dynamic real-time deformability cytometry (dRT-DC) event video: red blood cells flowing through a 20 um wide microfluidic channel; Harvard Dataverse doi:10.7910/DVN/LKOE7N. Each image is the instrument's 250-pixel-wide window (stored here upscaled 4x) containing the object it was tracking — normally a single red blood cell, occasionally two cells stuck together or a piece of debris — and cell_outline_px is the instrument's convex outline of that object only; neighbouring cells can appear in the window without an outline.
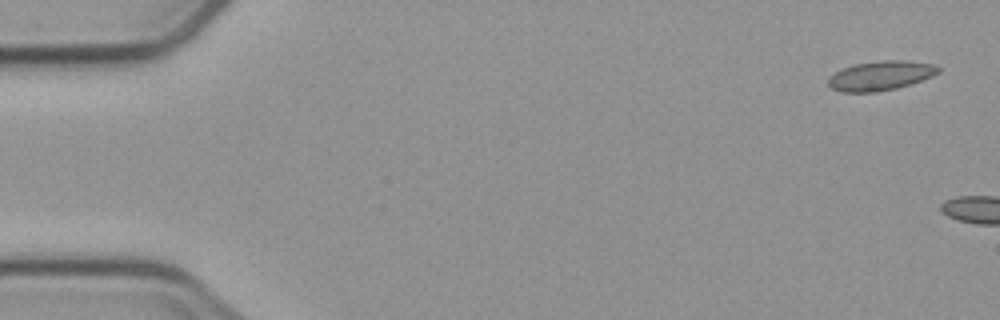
{"species": "common noctule bat (a hibernating species)", "species_latin": "Nyctalus noctula", "temperature_condition": "cold", "stored_images_in_passage": 2, "camera_frame_rate_fps": 3000, "um_per_image_px": 0.085, "animal": {"sex": "male", "body_mass_g": 23.1, "forearm_length_mm": 52.7}, "frame": {"image": 1, "passage_image": 1, "time_ms": 0.0, "image_size_px": [1000, 320], "cell_outline_px": [[940, 72], [932, 76], [896, 88], [876, 92], [840, 92], [832, 88], [828, 84], [828, 76], [844, 68], [856, 64], [880, 60], [904, 60], [932, 64], [940, 68]], "centroid_in_image_um": [74.83, 6.43], "position_along_channel_um": 10.2, "area_um2": 18.67}}